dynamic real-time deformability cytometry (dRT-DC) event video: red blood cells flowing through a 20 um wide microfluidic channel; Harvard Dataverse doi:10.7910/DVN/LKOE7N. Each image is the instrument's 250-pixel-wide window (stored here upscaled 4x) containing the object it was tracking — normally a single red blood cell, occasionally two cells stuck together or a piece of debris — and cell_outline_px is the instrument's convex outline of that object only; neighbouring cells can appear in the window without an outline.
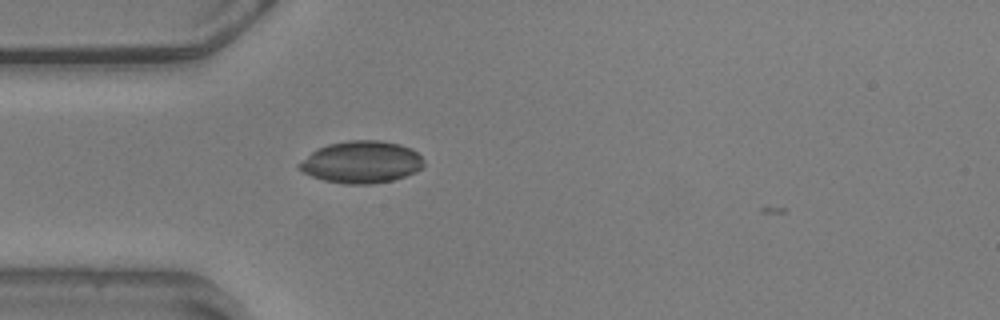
{"species": "common noctule bat (a hibernating species)", "species_latin": "Nyctalus noctula", "temperature_condition": "warm", "stored_images_in_passage": 2, "camera_frame_rate_fps": 3000, "um_per_image_px": 0.085, "animal": {"sex": "male", "body_mass_g": 20.5, "forearm_length_mm": 52.5}, "frame": {"image": 1, "passage_image": 1, "time_ms": 0.0, "image_size_px": [1000, 320], "cell_outline_px": [[424, 168], [416, 172], [392, 180], [372, 184], [344, 184], [324, 180], [312, 176], [304, 172], [296, 164], [316, 148], [328, 144], [348, 140], [380, 140], [400, 144], [412, 148], [424, 160]], "centroid_in_image_um": [30.73, 13.77], "position_along_channel_um": 54.3, "area_um2": 30.75}}